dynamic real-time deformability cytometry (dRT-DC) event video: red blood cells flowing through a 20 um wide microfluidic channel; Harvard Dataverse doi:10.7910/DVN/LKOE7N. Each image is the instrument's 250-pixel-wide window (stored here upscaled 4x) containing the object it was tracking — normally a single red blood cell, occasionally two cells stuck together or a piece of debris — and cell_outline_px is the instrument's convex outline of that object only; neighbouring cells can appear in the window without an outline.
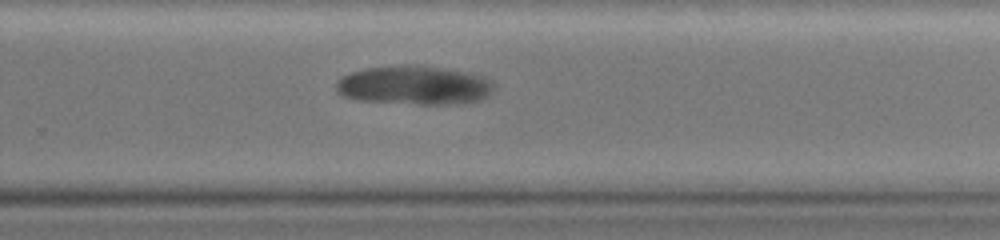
{"species": "common noctule bat (a hibernating species)", "species_latin": "Nyctalus noctula", "temperature_condition": "warm", "stored_images_in_passage": 71, "camera_frame_rate_fps": 3000, "um_per_image_px": 0.085, "animal": {"sex": "female", "body_mass_g": 19.0, "forearm_length_mm": 51.5}, "frame": {"image": 1, "passage_image": 39, "time_ms": 8.667, "image_size_px": [1000, 240], "cell_outline_px": [[496, 84], [492, 92], [488, 96], [480, 100], [460, 104], [416, 104], [356, 100], [344, 96], [336, 92], [336, 84], [344, 76], [352, 72], [364, 68], [404, 64], [420, 64], [468, 72], [488, 76]], "centroid_in_image_um": [35.28, 7.24], "position_along_channel_um": 294.5, "area_um2": 36.53}}